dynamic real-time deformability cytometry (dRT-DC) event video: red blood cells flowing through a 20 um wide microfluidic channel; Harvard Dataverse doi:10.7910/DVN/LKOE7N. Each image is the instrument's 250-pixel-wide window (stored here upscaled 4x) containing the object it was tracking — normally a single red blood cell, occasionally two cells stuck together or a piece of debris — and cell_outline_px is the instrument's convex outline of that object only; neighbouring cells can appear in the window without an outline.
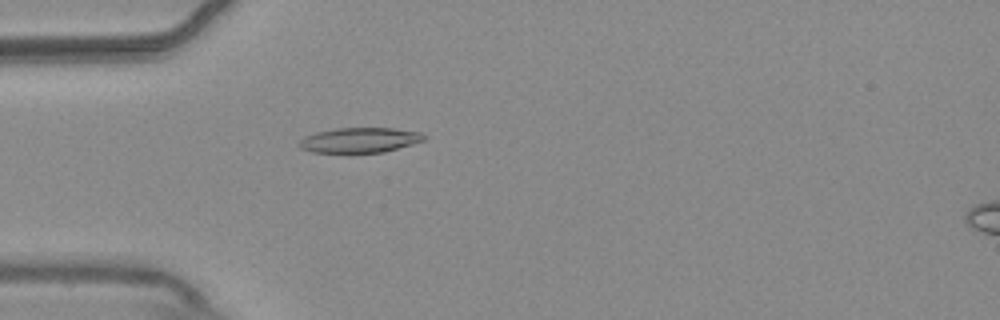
{"species": "common noctule bat (a hibernating species)", "species_latin": "Nyctalus noctula", "temperature_condition": "warm", "stored_images_in_passage": 56, "camera_frame_rate_fps": 3000, "um_per_image_px": 0.085, "animal": {"sex": "male", "body_mass_g": 20.4}, "frame": {"image": 1, "passage_image": 17, "time_ms": 5.333, "image_size_px": [1000, 320], "cell_outline_px": [[424, 140], [412, 144], [384, 152], [348, 156], [312, 152], [300, 148], [296, 144], [304, 136], [316, 132], [336, 128], [392, 128], [420, 132], [424, 136]], "centroid_in_image_um": [30.47, 11.96], "position_along_channel_um": 54.5, "area_um2": 19.13}}
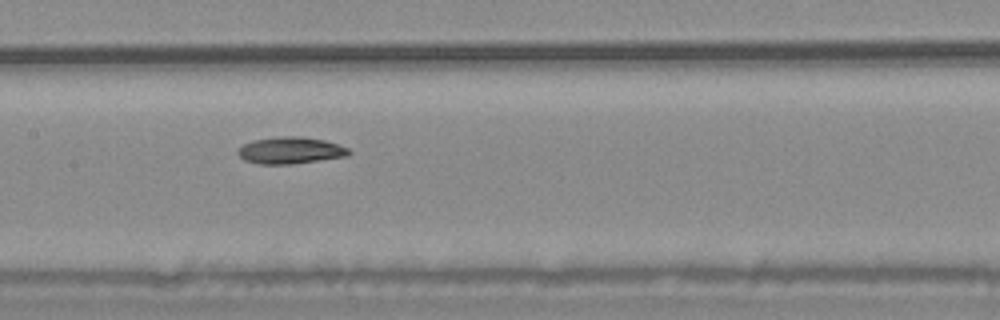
{"frame": {"image": 2, "passage_image": 28, "time_ms": 9.0, "image_size_px": [1000, 320], "cell_outline_px": [[352, 152], [348, 156], [292, 164], [260, 164], [244, 160], [236, 152], [244, 144], [252, 140], [276, 136], [300, 136], [324, 140], [348, 148]], "centroid_in_image_um": [24.68, 12.78], "position_along_channel_um": 182.7, "area_um2": 17.34}}
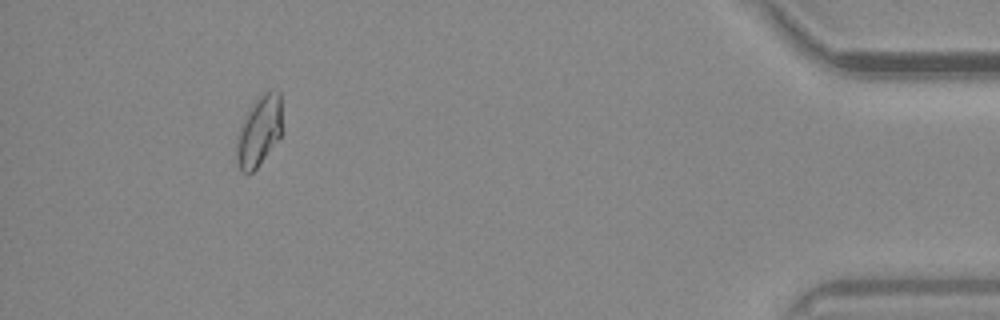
{"frame": {"image": 3, "passage_image": 52, "time_ms": 17.0, "image_size_px": [1000, 320], "cell_outline_px": [[284, 132], [256, 168], [248, 176], [240, 172], [236, 160], [236, 136], [244, 120], [256, 100], [264, 92], [272, 88], [280, 92]], "centroid_in_image_um": [22.06, 11.16], "position_along_channel_um": 413.1, "area_um2": 19.02}}